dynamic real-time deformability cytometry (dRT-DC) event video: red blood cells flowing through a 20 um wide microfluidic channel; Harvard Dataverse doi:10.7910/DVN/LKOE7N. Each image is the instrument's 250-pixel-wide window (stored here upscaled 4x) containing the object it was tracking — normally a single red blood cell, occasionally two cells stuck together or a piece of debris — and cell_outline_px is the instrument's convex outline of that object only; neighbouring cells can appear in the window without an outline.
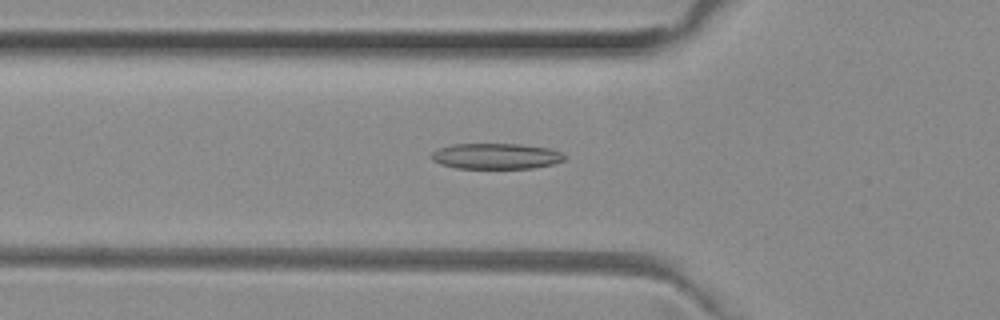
{"species": "common noctule bat (a hibernating species)", "species_latin": "Nyctalus noctula", "temperature_condition": "room temperature", "stored_images_in_passage": 45, "camera_frame_rate_fps": 3000, "um_per_image_px": 0.085, "animal": {"sex": "female", "body_mass_g": 29.2, "forearm_length_mm": 56.3}, "frame": {"image": 1, "passage_image": 11, "time_ms": 3.333, "image_size_px": [1000, 320], "cell_outline_px": [[564, 160], [552, 164], [532, 168], [456, 168], [440, 164], [432, 160], [432, 152], [440, 148], [452, 144], [520, 144], [548, 148], [560, 152], [564, 156]], "centroid_in_image_um": [42.14, 13.27], "position_along_channel_um": 83.7, "area_um2": 19.77}}
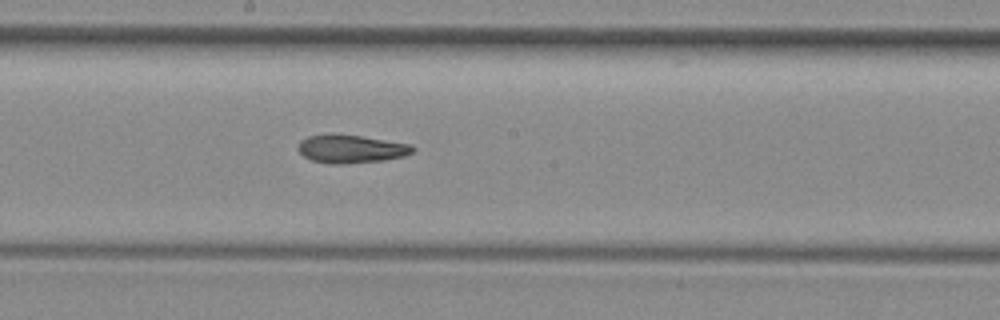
{"frame": {"image": 2, "passage_image": 21, "time_ms": 6.667, "image_size_px": [1000, 320], "cell_outline_px": [[416, 148], [412, 152], [404, 156], [384, 160], [348, 164], [328, 164], [312, 160], [304, 156], [296, 148], [300, 140], [308, 136], [360, 136], [412, 144]], "centroid_in_image_um": [29.86, 12.69], "position_along_channel_um": 218.3, "area_um2": 18.5}}
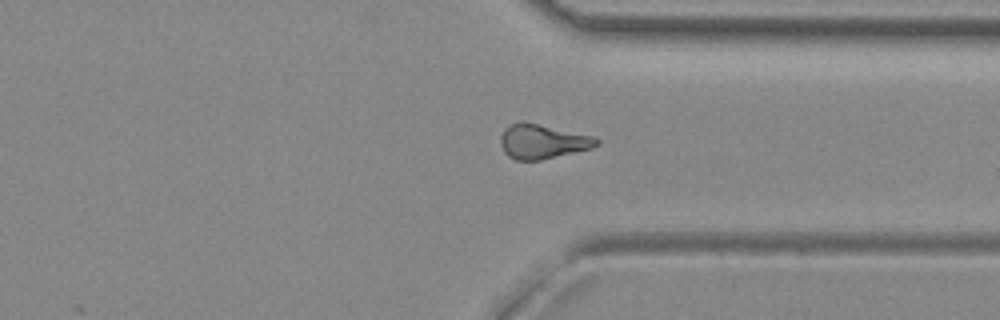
{"frame": {"image": 3, "passage_image": 32, "time_ms": 10.333, "image_size_px": [1000, 320], "cell_outline_px": [[600, 144], [592, 148], [540, 160], [516, 160], [508, 156], [504, 152], [500, 144], [500, 136], [504, 128], [508, 124], [520, 120], [524, 120], [596, 136], [600, 140]], "centroid_in_image_um": [46.11, 11.99], "position_along_channel_um": 365.3, "area_um2": 19.83}, "authors_computed_cell_mechanics": {"area_um2": 18.9006, "velocity_mm_per_s": 4.0263, "shape_relaxation_time_tau1_ms": null, "shape_relaxation_time_tau2_ms": 7.5901, "deformation_change_tau1": null, "deformation_change_tau2": 0.2024}}